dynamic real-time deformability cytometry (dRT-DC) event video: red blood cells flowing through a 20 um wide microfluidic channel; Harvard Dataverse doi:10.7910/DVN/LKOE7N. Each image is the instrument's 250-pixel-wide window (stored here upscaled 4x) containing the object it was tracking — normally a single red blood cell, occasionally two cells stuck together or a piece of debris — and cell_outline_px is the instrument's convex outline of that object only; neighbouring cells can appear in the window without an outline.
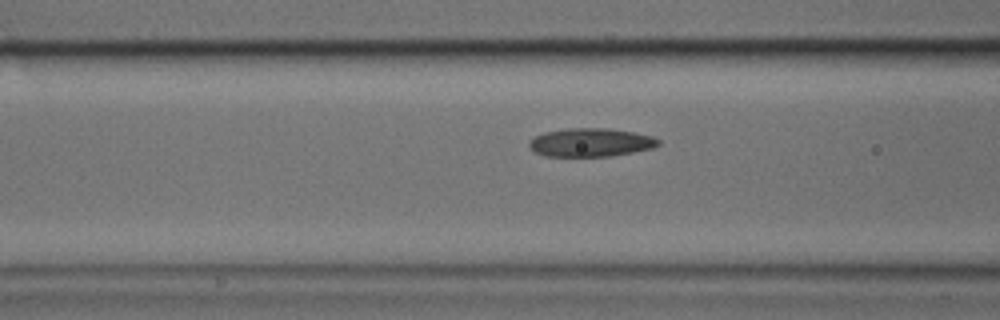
{"species": "common noctule bat (a hibernating species)", "species_latin": "Nyctalus noctula", "temperature_condition": "cold", "stored_images_in_passage": 17, "camera_frame_rate_fps": 3000, "um_per_image_px": 0.085, "animal": {"sex": "male", "body_mass_g": 17.9, "forearm_length_mm": 54.2}, "frame": {"image": 1, "passage_image": 15, "time_ms": 4.667, "image_size_px": [1000, 320], "cell_outline_px": [[660, 144], [652, 148], [612, 156], [544, 156], [536, 152], [528, 144], [536, 136], [544, 132], [568, 128], [608, 128], [632, 132], [652, 136], [660, 140]], "centroid_in_image_um": [50.23, 12.1], "position_along_channel_um": 116.4, "area_um2": 21.21}}